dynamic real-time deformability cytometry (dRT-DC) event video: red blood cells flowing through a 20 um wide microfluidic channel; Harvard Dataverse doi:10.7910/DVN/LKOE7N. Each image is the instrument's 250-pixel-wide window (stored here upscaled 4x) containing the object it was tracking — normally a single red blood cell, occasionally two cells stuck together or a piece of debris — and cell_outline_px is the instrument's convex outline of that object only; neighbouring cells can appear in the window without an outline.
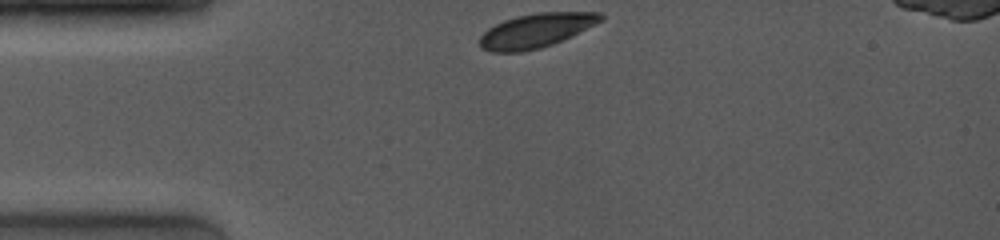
{"species": "common noctule bat (a hibernating species)", "species_latin": "Nyctalus noctula", "temperature_condition": "room temperature", "stored_images_in_passage": 23, "camera_frame_rate_fps": 4000, "um_per_image_px": 0.085, "animal": {"sex": "female", "body_mass_g": 19.0, "forearm_length_mm": 53.3}, "frame": {"image": 1, "passage_image": 1, "time_ms": 0.0, "image_size_px": [1000, 240], "cell_outline_px": [[604, 20], [552, 44], [540, 48], [520, 52], [492, 52], [480, 48], [480, 36], [488, 28], [504, 20], [516, 16], [536, 12], [600, 12], [604, 16]], "centroid_in_image_um": [45.54, 2.59], "position_along_channel_um": 39.5, "area_um2": 23.93}}
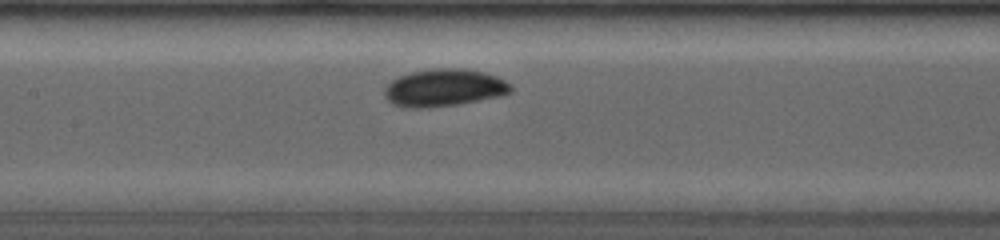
{"frame": {"image": 2, "passage_image": 9, "time_ms": 4.0, "image_size_px": [1000, 240], "cell_outline_px": [[512, 92], [500, 96], [456, 104], [428, 108], [404, 108], [392, 104], [384, 96], [384, 88], [392, 80], [400, 76], [412, 72], [432, 68], [464, 68], [484, 72], [496, 76], [512, 84]], "centroid_in_image_um": [37.74, 7.46], "position_along_channel_um": 169.7, "area_um2": 27.69}}
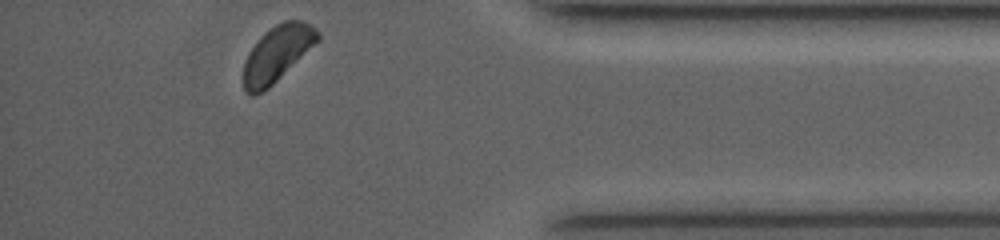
{"frame": {"image": 3, "passage_image": 23, "time_ms": 10.5, "image_size_px": [1000, 240], "cell_outline_px": [[320, 40], [268, 88], [252, 96], [244, 92], [244, 60], [248, 52], [260, 36], [264, 32], [276, 24], [284, 20], [304, 20], [316, 28], [320, 32]], "centroid_in_image_um": [23.56, 4.53], "position_along_channel_um": 411.6, "area_um2": 24.16}, "authors_computed_cell_mechanics": {"area_um2": 25.4898, "velocity_mm_per_s": 3.9924, "shape_relaxation_time_tau1_ms": 2.744, "shape_relaxation_time_tau2_ms": null, "deformation_change_tau1": 0.1009, "deformation_change_tau2": null}}